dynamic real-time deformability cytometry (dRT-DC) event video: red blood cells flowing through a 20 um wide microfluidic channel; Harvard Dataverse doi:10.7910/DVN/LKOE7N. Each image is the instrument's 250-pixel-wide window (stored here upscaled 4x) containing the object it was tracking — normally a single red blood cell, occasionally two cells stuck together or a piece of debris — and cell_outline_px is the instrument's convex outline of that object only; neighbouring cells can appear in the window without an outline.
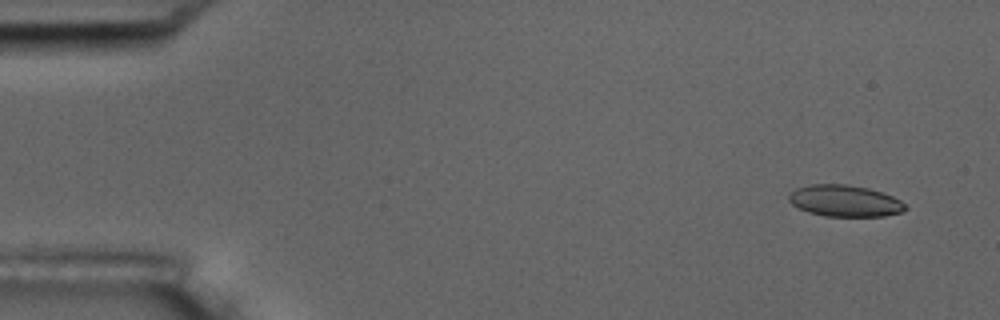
{"species": "common noctule bat (a hibernating species)", "species_latin": "Nyctalus noctula", "temperature_condition": "room temperature", "stored_images_in_passage": 9, "camera_frame_rate_fps": 3000, "um_per_image_px": 0.085, "animal": {"sex": "male", "body_mass_g": 17.5, "forearm_length_mm": 52.3}, "frame": {"image": 1, "passage_image": 2, "time_ms": 1.0, "image_size_px": [1000, 320], "cell_outline_px": [[908, 208], [900, 212], [884, 216], [824, 216], [808, 212], [792, 204], [788, 200], [788, 196], [796, 188], [812, 184], [848, 184], [868, 188], [892, 196], [900, 200]], "centroid_in_image_um": [71.8, 17.07], "position_along_channel_um": 13.2, "area_um2": 21.27}}
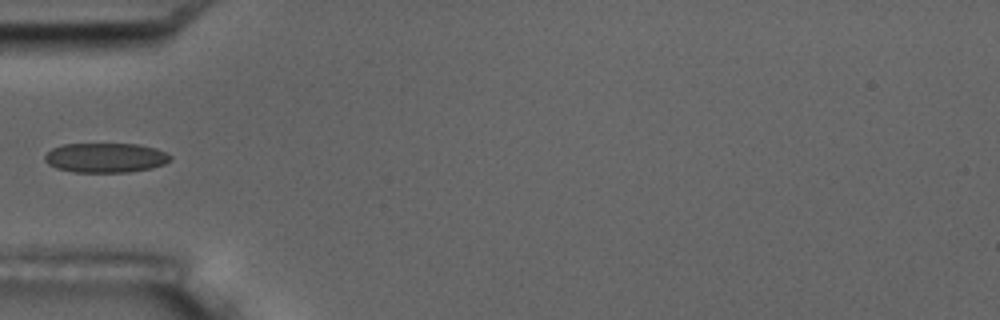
{"frame": {"image": 2, "passage_image": 6, "time_ms": 6.0, "image_size_px": [1000, 320], "cell_outline_px": [[172, 160], [164, 164], [152, 168], [128, 172], [72, 172], [56, 168], [48, 164], [44, 160], [44, 156], [52, 148], [64, 144], [136, 144], [156, 148], [172, 156]], "centroid_in_image_um": [8.97, 13.41], "position_along_channel_um": 76.0, "area_um2": 21.73}}
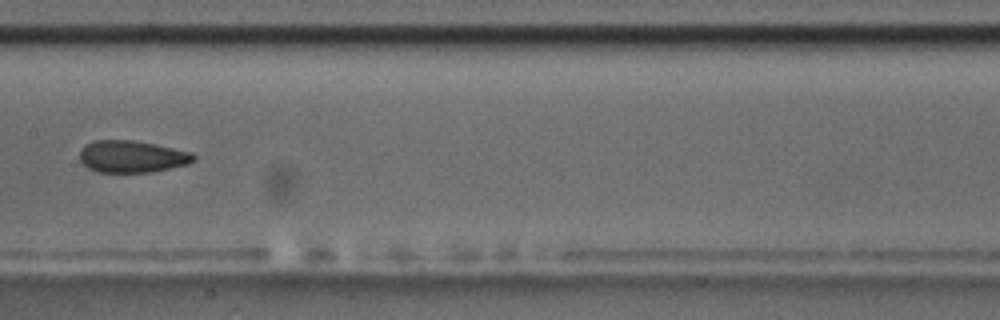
{"frame": {"image": 3, "passage_image": 9, "time_ms": 9.333, "image_size_px": [1000, 320], "cell_outline_px": [[196, 160], [188, 164], [152, 172], [96, 172], [88, 168], [80, 160], [80, 152], [84, 144], [92, 140], [132, 140], [192, 152], [196, 156]], "centroid_in_image_um": [11.2, 13.31], "position_along_channel_um": 196.2, "area_um2": 21.27}}